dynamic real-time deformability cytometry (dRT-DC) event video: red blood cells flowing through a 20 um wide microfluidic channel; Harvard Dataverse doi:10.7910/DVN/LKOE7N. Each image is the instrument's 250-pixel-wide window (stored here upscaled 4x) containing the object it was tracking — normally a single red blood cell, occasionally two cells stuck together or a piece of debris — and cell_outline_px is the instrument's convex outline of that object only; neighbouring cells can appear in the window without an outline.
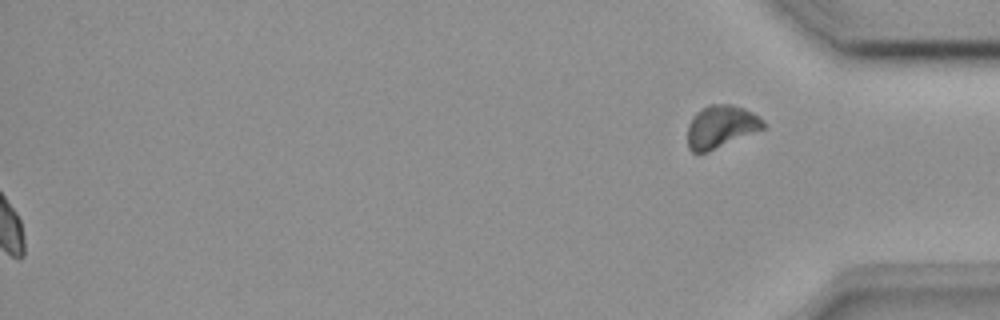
{"species": "common noctule bat (a hibernating species)", "species_latin": "Nyctalus noctula", "temperature_condition": "room temperature", "stored_images_in_passage": 38, "segment_of_instrument_passage": [2, 2], "camera_frame_rate_fps": 3000, "um_per_image_px": 0.085, "animal": {"sex": "female", "body_mass_g": 18.4}, "frame": {"image": 1, "passage_image": 38, "time_ms": 12.333, "image_size_px": [1000, 320], "cell_outline_px": [[768, 124], [764, 128], [708, 152], [692, 152], [688, 148], [688, 124], [692, 116], [696, 112], [708, 104], [732, 104], [744, 108], [752, 112], [764, 120]], "centroid_in_image_um": [61.28, 10.75], "position_along_channel_um": 373.9, "area_um2": 18.9}}